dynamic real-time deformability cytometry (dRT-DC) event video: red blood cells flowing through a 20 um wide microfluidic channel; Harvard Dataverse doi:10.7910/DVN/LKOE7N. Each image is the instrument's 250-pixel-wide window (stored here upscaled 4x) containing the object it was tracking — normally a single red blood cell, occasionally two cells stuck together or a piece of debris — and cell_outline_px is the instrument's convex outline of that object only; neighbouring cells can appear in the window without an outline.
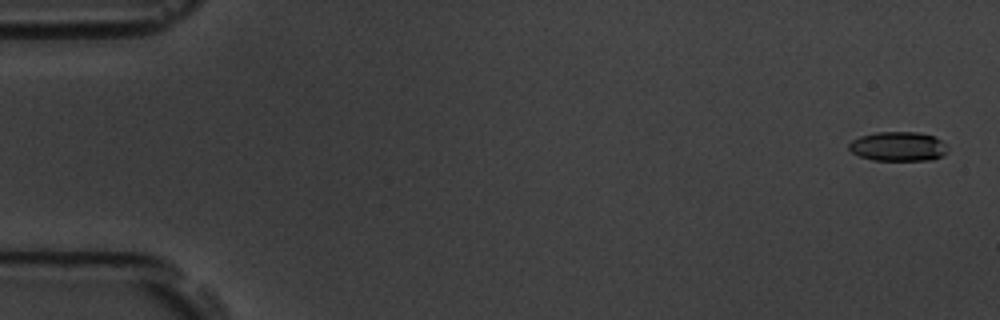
{"species": "common noctule bat (a hibernating species)", "species_latin": "Nyctalus noctula", "temperature_condition": "room temperature", "stored_images_in_passage": 5, "camera_frame_rate_fps": 3000, "um_per_image_px": 0.085, "animal": {"sex": "male", "body_mass_g": 19.5, "forearm_length_mm": 54.6}, "frame": {"image": 1, "passage_image": 1, "time_ms": 0.0, "image_size_px": [1000, 320], "cell_outline_px": [[948, 152], [944, 156], [932, 160], [872, 160], [860, 156], [852, 152], [848, 148], [848, 144], [852, 140], [860, 136], [876, 132], [916, 132], [932, 136], [940, 140], [944, 144]], "centroid_in_image_um": [76.33, 12.45], "position_along_channel_um": 8.7, "area_um2": 16.88}}
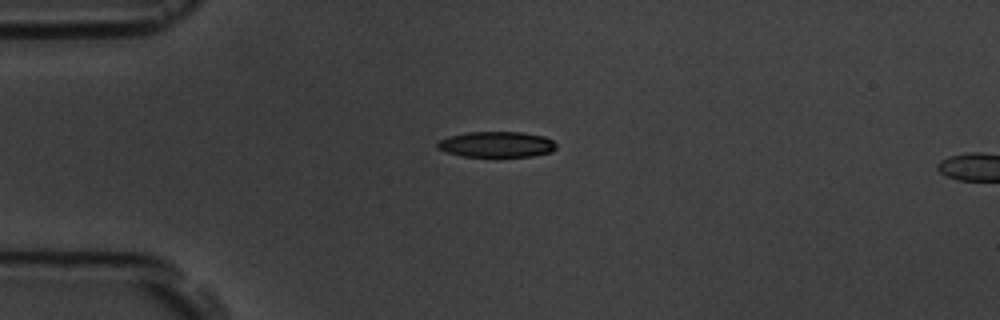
{"frame": {"image": 2, "passage_image": 4, "time_ms": 4.333, "image_size_px": [1000, 320], "cell_outline_px": [[556, 148], [552, 152], [532, 156], [464, 156], [448, 152], [436, 148], [436, 140], [448, 136], [468, 132], [520, 132], [544, 136], [552, 140], [556, 144]], "centroid_in_image_um": [42.19, 12.26], "position_along_channel_um": 42.8, "area_um2": 17.8}}